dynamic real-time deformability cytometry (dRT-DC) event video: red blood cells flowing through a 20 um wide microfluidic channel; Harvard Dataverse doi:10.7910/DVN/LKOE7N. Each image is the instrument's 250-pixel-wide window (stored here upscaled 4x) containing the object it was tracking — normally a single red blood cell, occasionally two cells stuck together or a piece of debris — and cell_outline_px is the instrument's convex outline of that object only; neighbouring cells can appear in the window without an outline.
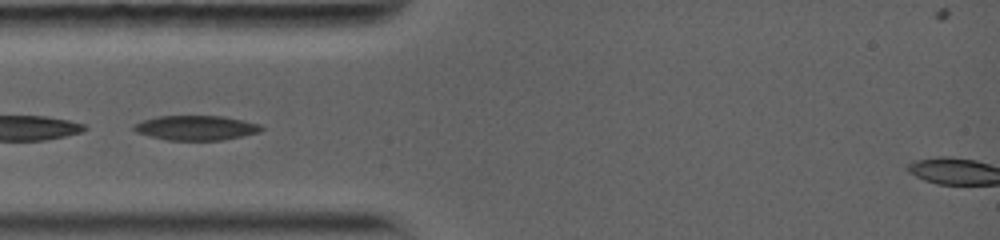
{"species": "common noctule bat (a hibernating species)", "species_latin": "Nyctalus noctula", "temperature_condition": "warm", "stored_images_in_passage": 21, "camera_frame_rate_fps": 5000, "um_per_image_px": 0.085, "animal": {"sex": "female", "body_mass_g": 19.0, "forearm_length_mm": 56.7}, "frame": {"image": 1, "passage_image": 1, "time_ms": 0.0, "image_size_px": [1000, 240], "cell_outline_px": [[264, 128], [260, 132], [220, 140], [168, 140], [136, 132], [132, 128], [136, 124], [144, 120], [156, 116], [224, 116], [260, 124]], "centroid_in_image_um": [16.68, 10.86], "position_along_channel_um": 68.3, "area_um2": 18.09}}